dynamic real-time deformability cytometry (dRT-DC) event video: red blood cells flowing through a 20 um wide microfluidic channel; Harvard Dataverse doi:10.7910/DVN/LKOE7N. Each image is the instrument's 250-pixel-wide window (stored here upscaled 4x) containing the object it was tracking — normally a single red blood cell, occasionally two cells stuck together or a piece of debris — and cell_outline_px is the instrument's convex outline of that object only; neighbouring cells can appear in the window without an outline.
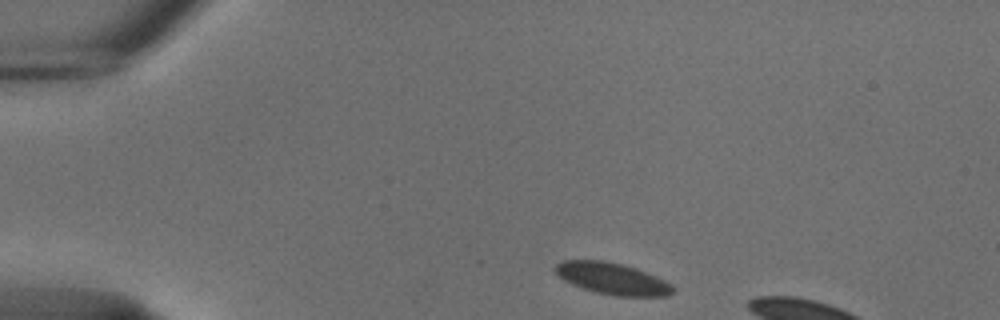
{"species": "common noctule bat (a hibernating species)", "species_latin": "Nyctalus noctula", "temperature_condition": "cold", "stored_images_in_passage": 6, "camera_frame_rate_fps": 3000, "um_per_image_px": 0.085, "animal": {"sex": "male", "body_mass_g": 18.8}, "frame": {"image": 1, "passage_image": 1, "time_ms": 0.0, "image_size_px": [1000, 320], "cell_outline_px": [[664, 292], [616, 292], [584, 284], [560, 272], [560, 268], [564, 264], [604, 264], [632, 272], [660, 284], [664, 288]], "centroid_in_image_um": [51.88, 23.66], "position_along_channel_um": 33.1, "area_um2": 13.35}}